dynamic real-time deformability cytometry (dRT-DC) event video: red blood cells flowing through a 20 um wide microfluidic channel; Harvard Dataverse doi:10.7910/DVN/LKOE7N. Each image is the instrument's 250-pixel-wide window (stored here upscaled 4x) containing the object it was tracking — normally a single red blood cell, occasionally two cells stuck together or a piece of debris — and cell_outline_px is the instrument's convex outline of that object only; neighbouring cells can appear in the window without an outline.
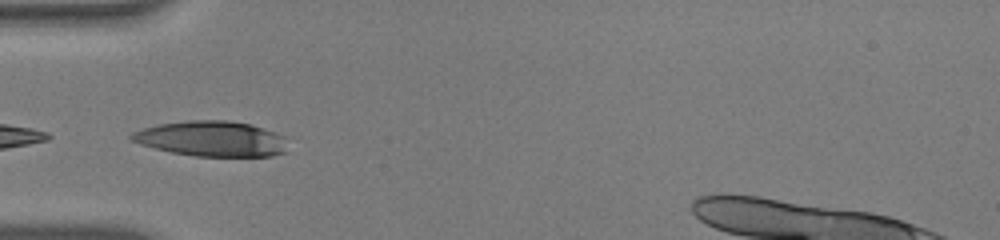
{"species": "human", "species_latin": "Homo sapiens", "temperature_condition": "warm", "stored_images_in_passage": 31, "camera_frame_rate_fps": 3000, "um_per_image_px": 0.085, "donor": {"sex": "male"}, "frame": {"image": 1, "passage_image": 1, "time_ms": 0.0, "image_size_px": [1000, 240], "cell_outline_px": [[288, 152], [272, 156], [196, 156], [172, 152], [140, 144], [128, 140], [128, 136], [132, 132], [144, 128], [160, 124], [188, 120], [228, 120], [252, 124], [284, 136]], "centroid_in_image_um": [17.99, 11.79], "position_along_channel_um": 67.0, "area_um2": 32.25}}
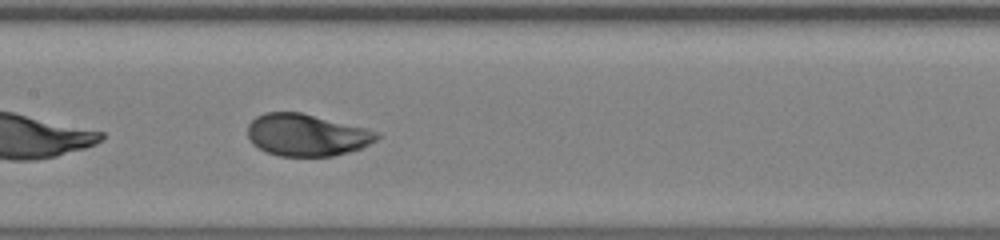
{"frame": {"image": 2, "passage_image": 10, "time_ms": 3.0, "image_size_px": [1000, 240], "cell_outline_px": [[380, 136], [376, 140], [360, 148], [348, 152], [332, 156], [280, 156], [268, 152], [252, 144], [248, 136], [248, 124], [256, 116], [264, 112], [300, 112], [368, 128], [380, 132]], "centroid_in_image_um": [26.07, 11.46], "position_along_channel_um": 181.3, "area_um2": 31.67}}
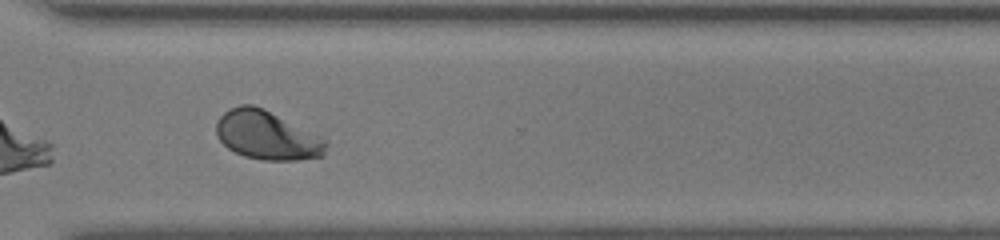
{"frame": {"image": 3, "passage_image": 23, "time_ms": 7.333, "image_size_px": [1000, 240], "cell_outline_px": [[328, 144], [324, 156], [296, 160], [264, 160], [244, 156], [228, 148], [216, 136], [216, 124], [220, 116], [224, 112], [240, 104], [252, 104], [264, 108], [328, 140]], "centroid_in_image_um": [22.7, 11.5], "position_along_channel_um": 347.9, "area_um2": 31.21}, "authors_computed_cell_mechanics": {"area_um2": 32.0212, "velocity_mm_per_s": 3.8439, "shape_relaxation_time_tau1_ms": 3.5559, "shape_relaxation_time_tau2_ms": null, "deformation_change_tau1": 0.1947, "deformation_change_tau2": null}}